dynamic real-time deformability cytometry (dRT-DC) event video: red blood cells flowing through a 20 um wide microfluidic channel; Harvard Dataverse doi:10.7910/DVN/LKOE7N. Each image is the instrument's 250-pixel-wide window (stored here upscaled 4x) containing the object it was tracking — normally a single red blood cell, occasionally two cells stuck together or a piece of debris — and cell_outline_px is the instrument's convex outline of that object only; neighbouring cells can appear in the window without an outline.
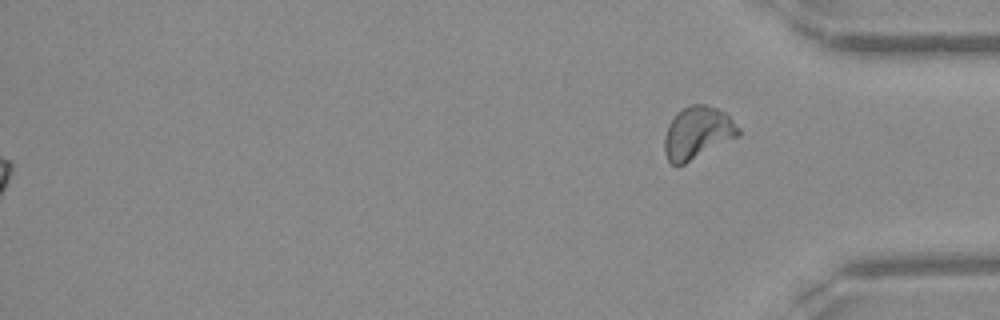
{"species": "Egyptian fruit bat (a non-hibernating species)", "species_latin": "Rousettus aegyptiacus", "temperature_condition": "warm", "stored_images_in_passage": 36, "segment_of_instrument_passage": [2, 2], "camera_frame_rate_fps": 3000, "um_per_image_px": 0.085, "frame": {"image": 1, "passage_image": 36, "time_ms": 11.667, "image_size_px": [1000, 320], "cell_outline_px": [[740, 136], [684, 164], [672, 164], [668, 160], [664, 152], [664, 136], [668, 124], [676, 112], [688, 104], [704, 104], [716, 108], [724, 112], [740, 128]], "centroid_in_image_um": [59.27, 11.28], "position_along_channel_um": 375.9, "area_um2": 22.72}}